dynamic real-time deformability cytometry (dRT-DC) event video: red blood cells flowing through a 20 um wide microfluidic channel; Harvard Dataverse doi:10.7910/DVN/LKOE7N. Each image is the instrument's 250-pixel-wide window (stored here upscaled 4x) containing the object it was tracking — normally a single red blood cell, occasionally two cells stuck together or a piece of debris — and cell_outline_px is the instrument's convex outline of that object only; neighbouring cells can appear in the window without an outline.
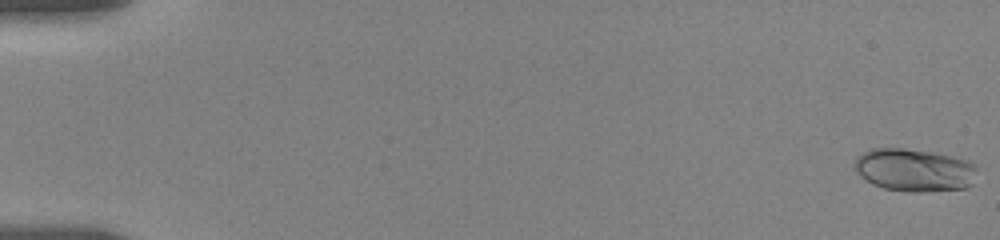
{"species": "human", "species_latin": "Homo sapiens", "temperature_condition": "room temperature", "stored_images_in_passage": 25, "camera_frame_rate_fps": 3000, "um_per_image_px": 0.085, "donor": {"sex": "female"}, "frame": {"image": 1, "passage_image": 1, "time_ms": 0.0, "image_size_px": [1000, 240], "cell_outline_px": [[976, 168], [972, 184], [968, 188], [916, 192], [912, 192], [884, 188], [872, 184], [860, 176], [852, 168], [856, 156], [872, 148], [900, 148], [928, 152], [952, 156], [964, 160], [972, 164]], "centroid_in_image_um": [77.65, 14.46], "position_along_channel_um": 7.4, "area_um2": 30.4}}
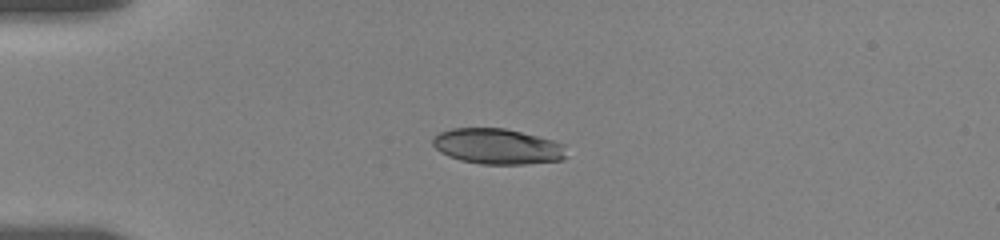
{"frame": {"image": 2, "passage_image": 19, "time_ms": 4.667, "image_size_px": [1000, 240], "cell_outline_px": [[568, 156], [564, 160], [524, 164], [480, 164], [460, 160], [448, 156], [440, 152], [432, 144], [432, 140], [440, 132], [452, 128], [504, 128], [552, 140], [564, 144]], "centroid_in_image_um": [42.31, 12.45], "position_along_channel_um": 42.7, "area_um2": 27.74}}
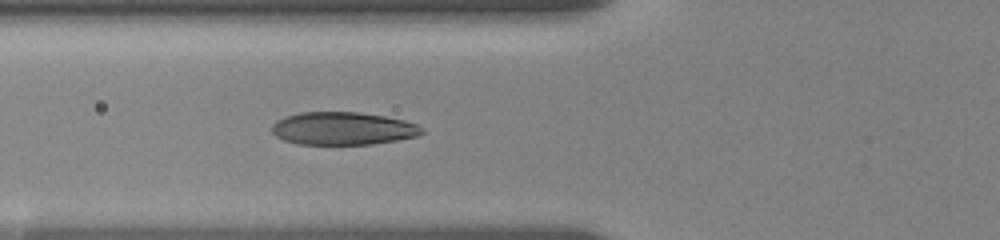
{"frame": {"image": 3, "passage_image": 25, "time_ms": 7.0, "image_size_px": [1000, 240], "cell_outline_px": [[424, 132], [416, 136], [396, 140], [372, 144], [296, 144], [284, 140], [276, 136], [272, 132], [272, 124], [276, 120], [284, 116], [300, 112], [360, 112], [384, 116], [404, 120], [416, 124]], "centroid_in_image_um": [29.09, 10.91], "position_along_channel_um": 96.7, "area_um2": 28.67}}